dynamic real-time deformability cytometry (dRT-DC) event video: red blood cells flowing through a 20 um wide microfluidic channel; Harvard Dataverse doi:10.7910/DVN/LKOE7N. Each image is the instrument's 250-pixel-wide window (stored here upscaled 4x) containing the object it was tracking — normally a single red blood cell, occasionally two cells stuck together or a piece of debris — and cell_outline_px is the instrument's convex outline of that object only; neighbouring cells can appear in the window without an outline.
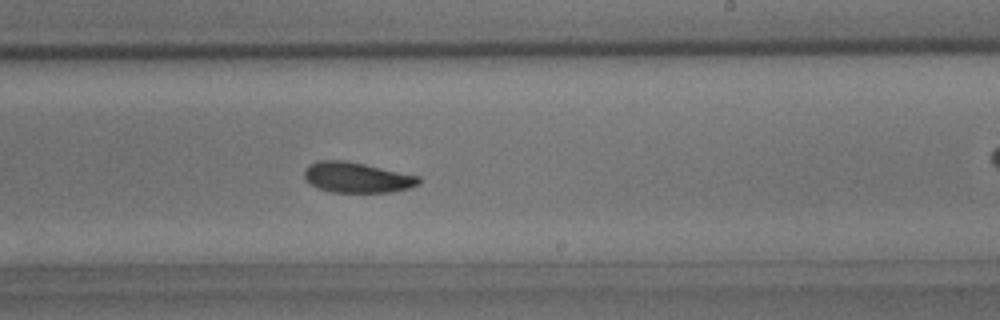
{"species": "common noctule bat (a hibernating species)", "species_latin": "Nyctalus noctula", "temperature_condition": "room temperature", "stored_images_in_passage": 48, "camera_frame_rate_fps": 3000, "um_per_image_px": 0.085, "animal": {"sex": "male", "body_mass_g": 15.6}, "frame": {"image": 1, "passage_image": 28, "time_ms": 9.0, "image_size_px": [1000, 320], "cell_outline_px": [[420, 184], [408, 188], [392, 192], [332, 192], [320, 188], [312, 184], [304, 176], [304, 172], [312, 164], [320, 160], [344, 160], [364, 164], [420, 176]], "centroid_in_image_um": [30.39, 15.09], "position_along_channel_um": 258.6, "area_um2": 19.94}}